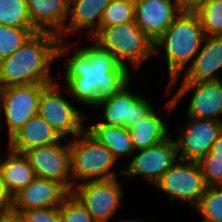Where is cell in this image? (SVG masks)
<instances>
[{
	"label": "cell",
	"instance_id": "6da1fadb",
	"mask_svg": "<svg viewBox=\"0 0 222 222\" xmlns=\"http://www.w3.org/2000/svg\"><path fill=\"white\" fill-rule=\"evenodd\" d=\"M87 40L91 41L88 46H77L71 57H65L63 78L65 92L73 101L76 99L77 104L93 108L100 99L112 96L125 86L132 73L93 38Z\"/></svg>",
	"mask_w": 222,
	"mask_h": 222
},
{
	"label": "cell",
	"instance_id": "7a4b0ae2",
	"mask_svg": "<svg viewBox=\"0 0 222 222\" xmlns=\"http://www.w3.org/2000/svg\"><path fill=\"white\" fill-rule=\"evenodd\" d=\"M68 39L62 41L50 32L33 34L11 56L0 60V88L57 81L55 74H51L53 62L64 59L79 43H69Z\"/></svg>",
	"mask_w": 222,
	"mask_h": 222
},
{
	"label": "cell",
	"instance_id": "3957f363",
	"mask_svg": "<svg viewBox=\"0 0 222 222\" xmlns=\"http://www.w3.org/2000/svg\"><path fill=\"white\" fill-rule=\"evenodd\" d=\"M205 35L195 12L182 11L154 42V58L165 54L168 82L180 75L199 52ZM189 63V64H188Z\"/></svg>",
	"mask_w": 222,
	"mask_h": 222
},
{
	"label": "cell",
	"instance_id": "277c9868",
	"mask_svg": "<svg viewBox=\"0 0 222 222\" xmlns=\"http://www.w3.org/2000/svg\"><path fill=\"white\" fill-rule=\"evenodd\" d=\"M69 147L73 188L88 181L123 176V167L117 171L118 173L113 169L117 165V160L112 153L99 144L86 130L69 140Z\"/></svg>",
	"mask_w": 222,
	"mask_h": 222
},
{
	"label": "cell",
	"instance_id": "5b68a950",
	"mask_svg": "<svg viewBox=\"0 0 222 222\" xmlns=\"http://www.w3.org/2000/svg\"><path fill=\"white\" fill-rule=\"evenodd\" d=\"M93 39L129 70L137 72L147 59L154 57V42L135 21L104 27Z\"/></svg>",
	"mask_w": 222,
	"mask_h": 222
},
{
	"label": "cell",
	"instance_id": "8992f818",
	"mask_svg": "<svg viewBox=\"0 0 222 222\" xmlns=\"http://www.w3.org/2000/svg\"><path fill=\"white\" fill-rule=\"evenodd\" d=\"M174 78L165 88V95H171L177 85V91L169 98L163 108L174 111L183 98L192 91L186 117L213 119L222 122V80L209 82H180Z\"/></svg>",
	"mask_w": 222,
	"mask_h": 222
},
{
	"label": "cell",
	"instance_id": "52a82bcc",
	"mask_svg": "<svg viewBox=\"0 0 222 222\" xmlns=\"http://www.w3.org/2000/svg\"><path fill=\"white\" fill-rule=\"evenodd\" d=\"M60 85L62 86L54 81L41 90L37 114L63 139L71 135L73 139L85 131L88 117L80 111L82 109L76 108L67 100V97L61 94Z\"/></svg>",
	"mask_w": 222,
	"mask_h": 222
},
{
	"label": "cell",
	"instance_id": "ba28073f",
	"mask_svg": "<svg viewBox=\"0 0 222 222\" xmlns=\"http://www.w3.org/2000/svg\"><path fill=\"white\" fill-rule=\"evenodd\" d=\"M171 202L178 200L195 208L207 186L198 162L177 159L154 185Z\"/></svg>",
	"mask_w": 222,
	"mask_h": 222
},
{
	"label": "cell",
	"instance_id": "9c48e42d",
	"mask_svg": "<svg viewBox=\"0 0 222 222\" xmlns=\"http://www.w3.org/2000/svg\"><path fill=\"white\" fill-rule=\"evenodd\" d=\"M120 179L88 181L74 186L72 194L96 222H109L122 205L124 193Z\"/></svg>",
	"mask_w": 222,
	"mask_h": 222
},
{
	"label": "cell",
	"instance_id": "30bf717a",
	"mask_svg": "<svg viewBox=\"0 0 222 222\" xmlns=\"http://www.w3.org/2000/svg\"><path fill=\"white\" fill-rule=\"evenodd\" d=\"M130 80L118 92L112 96L102 98L93 107L95 109H103L102 116L99 120L109 126H119L129 128L133 123H137L143 117L148 115L153 109V105L149 100L143 98L140 93L131 92Z\"/></svg>",
	"mask_w": 222,
	"mask_h": 222
},
{
	"label": "cell",
	"instance_id": "8fae6325",
	"mask_svg": "<svg viewBox=\"0 0 222 222\" xmlns=\"http://www.w3.org/2000/svg\"><path fill=\"white\" fill-rule=\"evenodd\" d=\"M46 85L30 84L0 88V119H5L8 139L30 118L37 115L41 90Z\"/></svg>",
	"mask_w": 222,
	"mask_h": 222
},
{
	"label": "cell",
	"instance_id": "7c38bea8",
	"mask_svg": "<svg viewBox=\"0 0 222 222\" xmlns=\"http://www.w3.org/2000/svg\"><path fill=\"white\" fill-rule=\"evenodd\" d=\"M179 125L175 139L178 159L198 162L209 154L213 143L222 133V122L213 119L187 117Z\"/></svg>",
	"mask_w": 222,
	"mask_h": 222
},
{
	"label": "cell",
	"instance_id": "4fadbf2b",
	"mask_svg": "<svg viewBox=\"0 0 222 222\" xmlns=\"http://www.w3.org/2000/svg\"><path fill=\"white\" fill-rule=\"evenodd\" d=\"M171 135L159 144L135 151L127 165L122 166L123 177L126 179L140 176L145 182L154 185L178 159L177 149Z\"/></svg>",
	"mask_w": 222,
	"mask_h": 222
},
{
	"label": "cell",
	"instance_id": "5bb4252c",
	"mask_svg": "<svg viewBox=\"0 0 222 222\" xmlns=\"http://www.w3.org/2000/svg\"><path fill=\"white\" fill-rule=\"evenodd\" d=\"M62 141L29 149L23 154L35 171L36 177L54 180L73 190L69 141Z\"/></svg>",
	"mask_w": 222,
	"mask_h": 222
},
{
	"label": "cell",
	"instance_id": "9a60e30c",
	"mask_svg": "<svg viewBox=\"0 0 222 222\" xmlns=\"http://www.w3.org/2000/svg\"><path fill=\"white\" fill-rule=\"evenodd\" d=\"M135 22L155 42L182 13L177 0H134Z\"/></svg>",
	"mask_w": 222,
	"mask_h": 222
},
{
	"label": "cell",
	"instance_id": "2e32d148",
	"mask_svg": "<svg viewBox=\"0 0 222 222\" xmlns=\"http://www.w3.org/2000/svg\"><path fill=\"white\" fill-rule=\"evenodd\" d=\"M70 194L60 182L36 177L12 197L11 209L20 213L31 209L60 207Z\"/></svg>",
	"mask_w": 222,
	"mask_h": 222
},
{
	"label": "cell",
	"instance_id": "e0dca14e",
	"mask_svg": "<svg viewBox=\"0 0 222 222\" xmlns=\"http://www.w3.org/2000/svg\"><path fill=\"white\" fill-rule=\"evenodd\" d=\"M110 0H70L68 18L63 32L59 35L62 41L70 34L85 32L88 38L99 33L100 22Z\"/></svg>",
	"mask_w": 222,
	"mask_h": 222
},
{
	"label": "cell",
	"instance_id": "ac0fdd59",
	"mask_svg": "<svg viewBox=\"0 0 222 222\" xmlns=\"http://www.w3.org/2000/svg\"><path fill=\"white\" fill-rule=\"evenodd\" d=\"M222 71V36H205L192 63L180 75L181 82L219 81Z\"/></svg>",
	"mask_w": 222,
	"mask_h": 222
},
{
	"label": "cell",
	"instance_id": "d6986e66",
	"mask_svg": "<svg viewBox=\"0 0 222 222\" xmlns=\"http://www.w3.org/2000/svg\"><path fill=\"white\" fill-rule=\"evenodd\" d=\"M63 139L57 131L49 125L40 115L30 118L20 129H18L9 139L8 148L17 153L55 144Z\"/></svg>",
	"mask_w": 222,
	"mask_h": 222
},
{
	"label": "cell",
	"instance_id": "ffe728a7",
	"mask_svg": "<svg viewBox=\"0 0 222 222\" xmlns=\"http://www.w3.org/2000/svg\"><path fill=\"white\" fill-rule=\"evenodd\" d=\"M70 0H26L33 27L38 32L60 35L66 25Z\"/></svg>",
	"mask_w": 222,
	"mask_h": 222
},
{
	"label": "cell",
	"instance_id": "44dd1931",
	"mask_svg": "<svg viewBox=\"0 0 222 222\" xmlns=\"http://www.w3.org/2000/svg\"><path fill=\"white\" fill-rule=\"evenodd\" d=\"M168 119L159 116L156 109H153L148 115L143 117L137 123H133L129 128L135 151L155 146L169 138L172 134L169 132Z\"/></svg>",
	"mask_w": 222,
	"mask_h": 222
},
{
	"label": "cell",
	"instance_id": "7402d4cb",
	"mask_svg": "<svg viewBox=\"0 0 222 222\" xmlns=\"http://www.w3.org/2000/svg\"><path fill=\"white\" fill-rule=\"evenodd\" d=\"M85 130L99 143L105 146L117 160L135 153L130 132L125 127L109 126L103 123L88 124Z\"/></svg>",
	"mask_w": 222,
	"mask_h": 222
},
{
	"label": "cell",
	"instance_id": "603a6c76",
	"mask_svg": "<svg viewBox=\"0 0 222 222\" xmlns=\"http://www.w3.org/2000/svg\"><path fill=\"white\" fill-rule=\"evenodd\" d=\"M5 158L0 160V170L9 194L13 197L29 185L36 174L28 159L22 153L8 150Z\"/></svg>",
	"mask_w": 222,
	"mask_h": 222
},
{
	"label": "cell",
	"instance_id": "cb8c5ba5",
	"mask_svg": "<svg viewBox=\"0 0 222 222\" xmlns=\"http://www.w3.org/2000/svg\"><path fill=\"white\" fill-rule=\"evenodd\" d=\"M0 25L34 28L28 14L26 0H0Z\"/></svg>",
	"mask_w": 222,
	"mask_h": 222
},
{
	"label": "cell",
	"instance_id": "d4e9b609",
	"mask_svg": "<svg viewBox=\"0 0 222 222\" xmlns=\"http://www.w3.org/2000/svg\"><path fill=\"white\" fill-rule=\"evenodd\" d=\"M195 13L205 36H222V0H208Z\"/></svg>",
	"mask_w": 222,
	"mask_h": 222
},
{
	"label": "cell",
	"instance_id": "484cf974",
	"mask_svg": "<svg viewBox=\"0 0 222 222\" xmlns=\"http://www.w3.org/2000/svg\"><path fill=\"white\" fill-rule=\"evenodd\" d=\"M135 21L134 0H110L100 22L99 32L104 27Z\"/></svg>",
	"mask_w": 222,
	"mask_h": 222
},
{
	"label": "cell",
	"instance_id": "4316f807",
	"mask_svg": "<svg viewBox=\"0 0 222 222\" xmlns=\"http://www.w3.org/2000/svg\"><path fill=\"white\" fill-rule=\"evenodd\" d=\"M35 33V28L0 25V60L11 56Z\"/></svg>",
	"mask_w": 222,
	"mask_h": 222
},
{
	"label": "cell",
	"instance_id": "83f0119b",
	"mask_svg": "<svg viewBox=\"0 0 222 222\" xmlns=\"http://www.w3.org/2000/svg\"><path fill=\"white\" fill-rule=\"evenodd\" d=\"M194 209L202 222H222V186L207 187Z\"/></svg>",
	"mask_w": 222,
	"mask_h": 222
},
{
	"label": "cell",
	"instance_id": "f1b7e54d",
	"mask_svg": "<svg viewBox=\"0 0 222 222\" xmlns=\"http://www.w3.org/2000/svg\"><path fill=\"white\" fill-rule=\"evenodd\" d=\"M59 211L61 222H96L72 193L63 201Z\"/></svg>",
	"mask_w": 222,
	"mask_h": 222
},
{
	"label": "cell",
	"instance_id": "f546056e",
	"mask_svg": "<svg viewBox=\"0 0 222 222\" xmlns=\"http://www.w3.org/2000/svg\"><path fill=\"white\" fill-rule=\"evenodd\" d=\"M198 163L207 187L222 186V159L207 154Z\"/></svg>",
	"mask_w": 222,
	"mask_h": 222
},
{
	"label": "cell",
	"instance_id": "4dcf8cb0",
	"mask_svg": "<svg viewBox=\"0 0 222 222\" xmlns=\"http://www.w3.org/2000/svg\"><path fill=\"white\" fill-rule=\"evenodd\" d=\"M20 215L23 222H61L59 207L31 209Z\"/></svg>",
	"mask_w": 222,
	"mask_h": 222
},
{
	"label": "cell",
	"instance_id": "1f68e13d",
	"mask_svg": "<svg viewBox=\"0 0 222 222\" xmlns=\"http://www.w3.org/2000/svg\"><path fill=\"white\" fill-rule=\"evenodd\" d=\"M12 207V196L9 194L2 172L0 170V212L10 210Z\"/></svg>",
	"mask_w": 222,
	"mask_h": 222
},
{
	"label": "cell",
	"instance_id": "d6a6232c",
	"mask_svg": "<svg viewBox=\"0 0 222 222\" xmlns=\"http://www.w3.org/2000/svg\"><path fill=\"white\" fill-rule=\"evenodd\" d=\"M182 11L195 12L200 6L208 0H177Z\"/></svg>",
	"mask_w": 222,
	"mask_h": 222
},
{
	"label": "cell",
	"instance_id": "836d02e7",
	"mask_svg": "<svg viewBox=\"0 0 222 222\" xmlns=\"http://www.w3.org/2000/svg\"><path fill=\"white\" fill-rule=\"evenodd\" d=\"M0 222H23L19 212L12 209L0 212Z\"/></svg>",
	"mask_w": 222,
	"mask_h": 222
},
{
	"label": "cell",
	"instance_id": "e575fe53",
	"mask_svg": "<svg viewBox=\"0 0 222 222\" xmlns=\"http://www.w3.org/2000/svg\"><path fill=\"white\" fill-rule=\"evenodd\" d=\"M209 155L215 159H222V133L217 140L213 143Z\"/></svg>",
	"mask_w": 222,
	"mask_h": 222
},
{
	"label": "cell",
	"instance_id": "d590c367",
	"mask_svg": "<svg viewBox=\"0 0 222 222\" xmlns=\"http://www.w3.org/2000/svg\"><path fill=\"white\" fill-rule=\"evenodd\" d=\"M125 218H123V220H121V219H119V220H117V221H114V222H147V221H145V220H140V219H133V218H131V219H128V218H126L125 220H124ZM148 222H150V221H148Z\"/></svg>",
	"mask_w": 222,
	"mask_h": 222
}]
</instances>
